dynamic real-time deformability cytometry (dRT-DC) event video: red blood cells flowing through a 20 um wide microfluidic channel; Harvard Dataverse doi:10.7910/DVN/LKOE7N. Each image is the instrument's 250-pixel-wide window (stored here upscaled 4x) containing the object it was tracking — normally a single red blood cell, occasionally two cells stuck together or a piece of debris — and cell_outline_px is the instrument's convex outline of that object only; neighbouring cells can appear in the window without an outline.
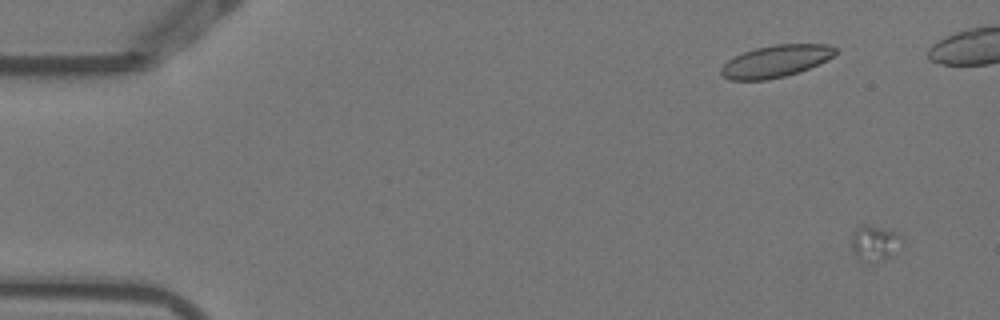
{"species": "Egyptian fruit bat (a non-hibernating species)", "species_latin": "Rousettus aegyptiacus", "temperature_condition": "warm", "stored_images_in_passage": 7, "camera_frame_rate_fps": 3000, "um_per_image_px": 0.085, "animal": {"sex": "female"}, "frame": {"image": 1, "passage_image": 2, "time_ms": 0.333, "image_size_px": [1000, 320], "cell_outline_px": [[904, 240], [884, 260], [860, 260], [856, 256], [852, 248], [852, 228], [860, 224], [868, 224], [896, 232]], "centroid_in_image_um": [74.29, 20.59], "position_along_channel_um": 10.7, "area_um2": 10.17}}